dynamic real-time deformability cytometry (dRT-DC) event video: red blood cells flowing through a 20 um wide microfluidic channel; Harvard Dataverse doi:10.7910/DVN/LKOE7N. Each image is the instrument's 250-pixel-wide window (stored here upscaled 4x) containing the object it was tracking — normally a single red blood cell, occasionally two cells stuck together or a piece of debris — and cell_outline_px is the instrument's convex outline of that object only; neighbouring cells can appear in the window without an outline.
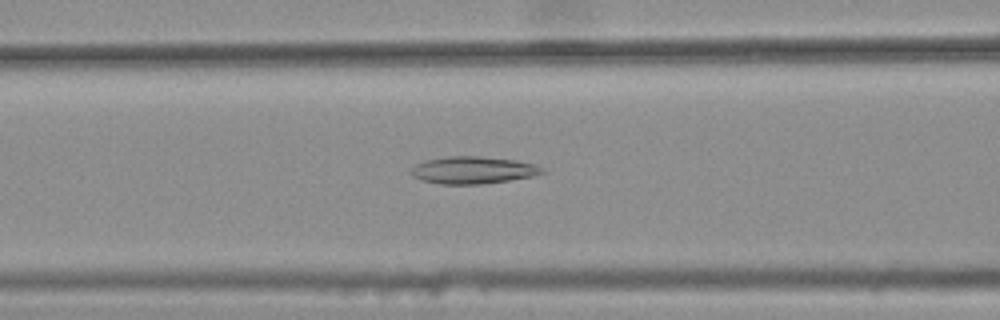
{"species": "common noctule bat (a hibernating species)", "species_latin": "Nyctalus noctula", "temperature_condition": "warm", "stored_images_in_passage": 31, "camera_frame_rate_fps": 3000, "um_per_image_px": 0.085, "animal": {"sex": "female", "body_mass_g": 25.1}, "frame": {"image": 1, "passage_image": 6, "time_ms": 1.667, "image_size_px": [1000, 320], "cell_outline_px": [[548, 172], [532, 176], [508, 180], [480, 184], [440, 184], [420, 180], [412, 176], [408, 172], [416, 164], [428, 160], [448, 156], [480, 156], [516, 160], [536, 164], [544, 168]], "centroid_in_image_um": [40.22, 14.46], "position_along_channel_um": 126.4, "area_um2": 20.92}}
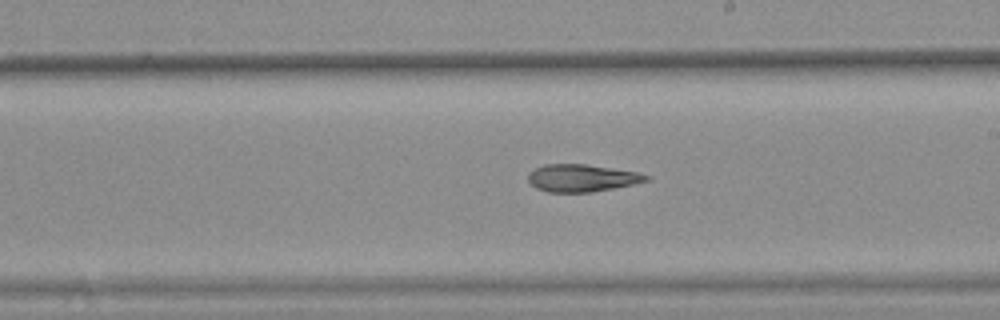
{"frame": {"image": 2, "passage_image": 15, "time_ms": 4.667, "image_size_px": [1000, 320], "cell_outline_px": [[652, 180], [592, 192], [548, 192], [536, 188], [528, 180], [528, 172], [544, 164], [584, 164], [636, 172], [652, 176]], "centroid_in_image_um": [49.45, 15.13], "position_along_channel_um": 239.5, "area_um2": 18.73}}
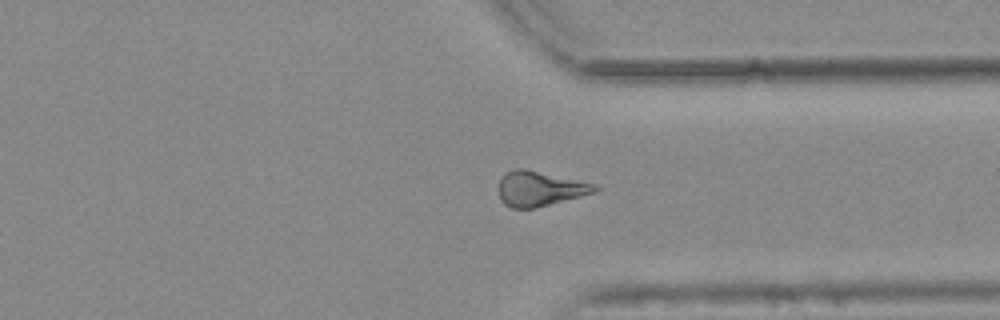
{"frame": {"image": 3, "passage_image": 25, "time_ms": 8.0, "image_size_px": [1000, 320], "cell_outline_px": [[600, 188], [596, 192], [532, 208], [512, 208], [504, 204], [500, 200], [500, 180], [504, 172], [516, 168], [524, 168], [600, 184]], "centroid_in_image_um": [45.91, 16.01], "position_along_channel_um": 365.5, "area_um2": 19.59}, "authors_computed_cell_mechanics": {"area_um2": 19.4208, "velocity_mm_per_s": 3.7816, "shape_relaxation_time_tau1_ms": null, "shape_relaxation_time_tau2_ms": 6.0558, "deformation_change_tau1": null, "deformation_change_tau2": 0.1683}}